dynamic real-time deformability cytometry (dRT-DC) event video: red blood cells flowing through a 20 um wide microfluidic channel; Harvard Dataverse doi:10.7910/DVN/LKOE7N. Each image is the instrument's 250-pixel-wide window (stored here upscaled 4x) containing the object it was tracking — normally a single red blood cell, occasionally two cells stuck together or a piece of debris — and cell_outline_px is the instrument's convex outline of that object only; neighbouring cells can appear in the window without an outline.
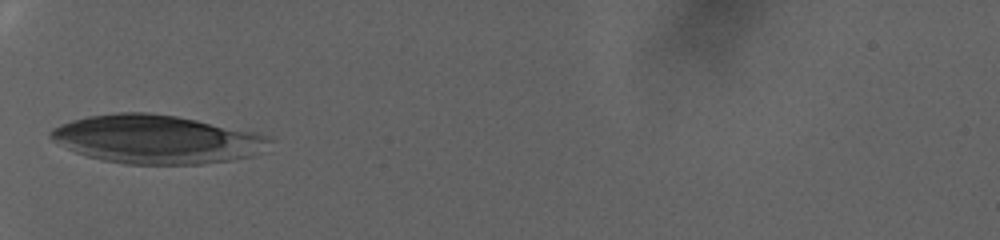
{"species": "human", "species_latin": "Homo sapiens", "temperature_condition": "warm", "stored_images_in_passage": 35, "camera_frame_rate_fps": 3000, "um_per_image_px": 0.085, "donor": {"sex": "female"}, "frame": {"image": 1, "passage_image": 1, "time_ms": 0.0, "image_size_px": [1000, 240], "cell_outline_px": [[276, 140], [260, 152], [252, 156], [232, 160], [200, 164], [124, 164], [100, 160], [76, 152], [52, 140], [48, 136], [48, 132], [52, 128], [60, 124], [72, 120], [88, 116], [120, 112], [148, 112], [176, 116], [196, 120], [252, 132], [268, 136]], "centroid_in_image_um": [13.28, 11.85], "position_along_channel_um": 71.7, "area_um2": 61.73}}
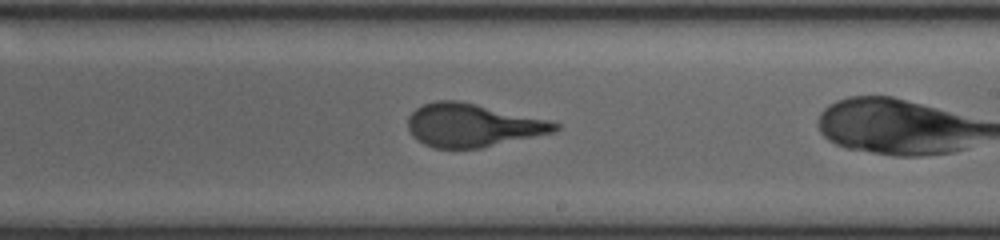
{"frame": {"image": 2, "passage_image": 19, "time_ms": 6.0, "image_size_px": [1000, 240], "cell_outline_px": [[560, 128], [552, 132], [480, 148], [436, 148], [424, 144], [412, 136], [408, 128], [408, 116], [416, 108], [424, 104], [436, 100], [456, 100], [476, 104], [552, 120], [560, 124]], "centroid_in_image_um": [40.16, 10.64], "position_along_channel_um": 248.8, "area_um2": 36.82}}
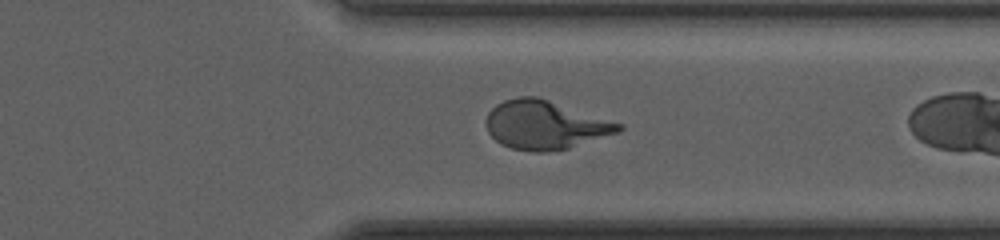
{"frame": {"image": 3, "passage_image": 33, "time_ms": 10.667, "image_size_px": [1000, 240], "cell_outline_px": [[624, 128], [620, 132], [568, 148], [544, 152], [536, 152], [512, 148], [500, 144], [488, 132], [484, 120], [488, 112], [496, 104], [504, 100], [520, 96], [536, 96], [624, 124]], "centroid_in_image_um": [46.32, 10.61], "position_along_channel_um": 365.1, "area_um2": 37.57}}